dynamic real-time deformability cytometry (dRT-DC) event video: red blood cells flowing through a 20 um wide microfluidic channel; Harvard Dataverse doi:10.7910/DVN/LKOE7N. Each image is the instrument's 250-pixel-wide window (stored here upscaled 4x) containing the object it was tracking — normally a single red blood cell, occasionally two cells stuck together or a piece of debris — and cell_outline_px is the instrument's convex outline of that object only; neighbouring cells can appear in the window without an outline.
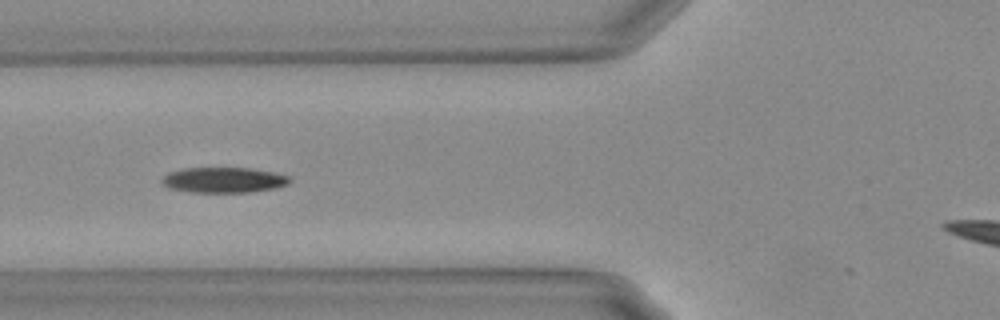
{"species": "Egyptian fruit bat (a non-hibernating species)", "species_latin": "Rousettus aegyptiacus", "temperature_condition": "warm", "stored_images_in_passage": 23, "camera_frame_rate_fps": 3000, "um_per_image_px": 0.085, "animal": {"sex": "female"}, "frame": {"image": 1, "passage_image": 7, "time_ms": 2.0, "image_size_px": [1000, 320], "cell_outline_px": [[292, 180], [288, 184], [276, 188], [252, 192], [188, 192], [168, 188], [160, 180], [168, 172], [184, 168], [252, 168], [272, 172], [288, 176]], "centroid_in_image_um": [19.01, 15.3], "position_along_channel_um": 106.8, "area_um2": 19.02}}
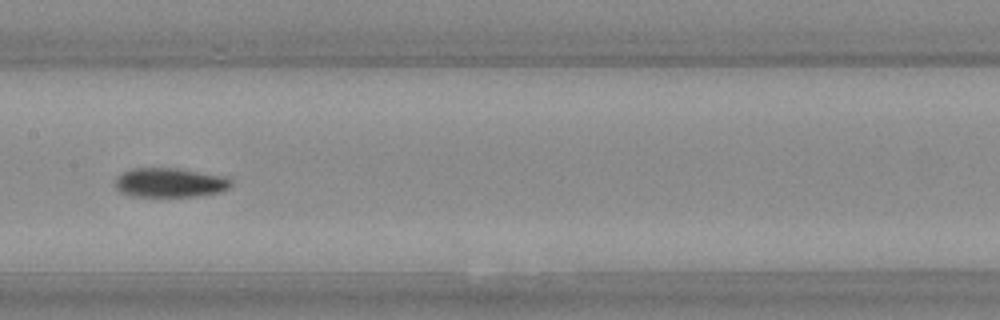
{"frame": {"image": 2, "passage_image": 14, "time_ms": 4.333, "image_size_px": [1000, 320], "cell_outline_px": [[232, 184], [228, 188], [220, 192], [196, 196], [132, 196], [120, 192], [116, 188], [116, 176], [132, 168], [176, 168], [224, 176], [232, 180]], "centroid_in_image_um": [14.43, 15.52], "position_along_channel_um": 193.0, "area_um2": 19.71}}